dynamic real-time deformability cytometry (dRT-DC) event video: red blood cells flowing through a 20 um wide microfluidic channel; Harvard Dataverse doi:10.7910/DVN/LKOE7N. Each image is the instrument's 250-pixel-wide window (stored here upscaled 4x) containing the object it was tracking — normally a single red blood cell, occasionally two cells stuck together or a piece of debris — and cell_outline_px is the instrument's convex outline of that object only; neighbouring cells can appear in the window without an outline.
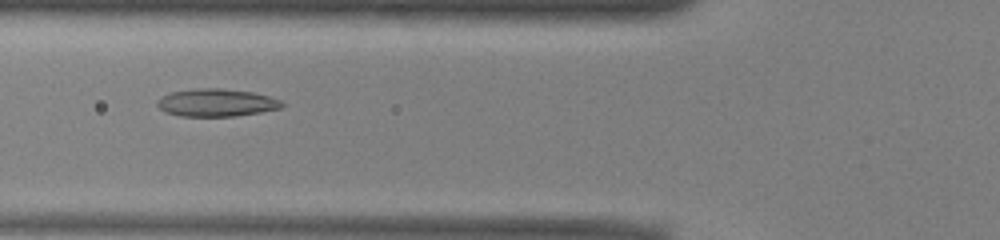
{"species": "common noctule bat (a hibernating species)", "species_latin": "Nyctalus noctula", "temperature_condition": "warm", "stored_images_in_passage": 31, "camera_frame_rate_fps": 3000, "um_per_image_px": 0.085, "animal": {"sex": "male", "body_mass_g": 13.0, "forearm_length_mm": 53.1}, "frame": {"image": 1, "passage_image": 4, "time_ms": 1.0, "image_size_px": [1000, 240], "cell_outline_px": [[284, 104], [280, 108], [260, 112], [236, 116], [180, 116], [164, 112], [156, 104], [156, 100], [160, 96], [172, 92], [196, 88], [220, 88], [252, 92], [268, 96], [280, 100]], "centroid_in_image_um": [18.35, 8.72], "position_along_channel_um": 107.5, "area_um2": 20.11}}
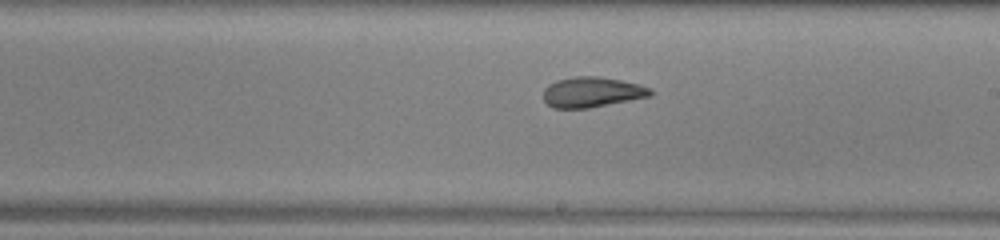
{"frame": {"image": 2, "passage_image": 14, "time_ms": 4.333, "image_size_px": [1000, 240], "cell_outline_px": [[652, 96], [588, 108], [552, 108], [544, 100], [544, 88], [548, 84], [556, 80], [576, 76], [600, 76], [640, 84], [648, 88], [652, 92]], "centroid_in_image_um": [50.3, 7.82], "position_along_channel_um": 238.7, "area_um2": 18.9}}
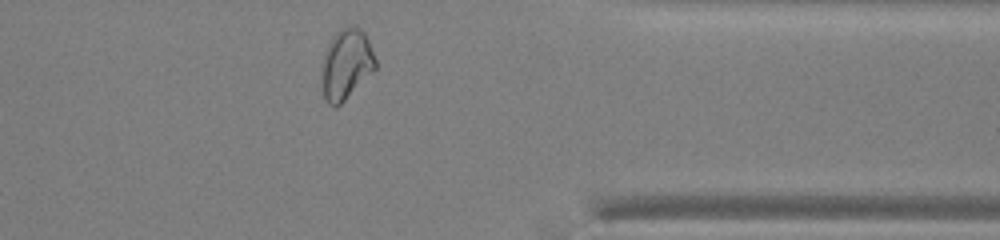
{"frame": {"image": 3, "passage_image": 26, "time_ms": 8.333, "image_size_px": [1000, 240], "cell_outline_px": [[376, 68], [336, 108], [332, 108], [328, 104], [324, 96], [324, 52], [332, 36], [340, 28], [348, 24], [356, 24], [364, 32], [368, 40], [376, 60]], "centroid_in_image_um": [29.46, 5.4], "position_along_channel_um": 381.9, "area_um2": 21.68}, "authors_computed_cell_mechanics": {"area_um2": 19.1896, "velocity_mm_per_s": 3.9445, "shape_relaxation_time_tau1_ms": null, "shape_relaxation_time_tau2_ms": 1.3707, "deformation_change_tau1": null, "deformation_change_tau2": 0.0769}}